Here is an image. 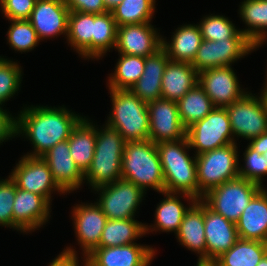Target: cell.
<instances>
[{
    "instance_id": "cell-3",
    "label": "cell",
    "mask_w": 267,
    "mask_h": 266,
    "mask_svg": "<svg viewBox=\"0 0 267 266\" xmlns=\"http://www.w3.org/2000/svg\"><path fill=\"white\" fill-rule=\"evenodd\" d=\"M126 141L106 123L96 124L95 152L90 168L84 174V184L92 190L122 178V156Z\"/></svg>"
},
{
    "instance_id": "cell-52",
    "label": "cell",
    "mask_w": 267,
    "mask_h": 266,
    "mask_svg": "<svg viewBox=\"0 0 267 266\" xmlns=\"http://www.w3.org/2000/svg\"><path fill=\"white\" fill-rule=\"evenodd\" d=\"M4 58V56L0 55V61Z\"/></svg>"
},
{
    "instance_id": "cell-25",
    "label": "cell",
    "mask_w": 267,
    "mask_h": 266,
    "mask_svg": "<svg viewBox=\"0 0 267 266\" xmlns=\"http://www.w3.org/2000/svg\"><path fill=\"white\" fill-rule=\"evenodd\" d=\"M162 36V48L174 62L192 63L203 41L198 24H182L172 32L171 39Z\"/></svg>"
},
{
    "instance_id": "cell-13",
    "label": "cell",
    "mask_w": 267,
    "mask_h": 266,
    "mask_svg": "<svg viewBox=\"0 0 267 266\" xmlns=\"http://www.w3.org/2000/svg\"><path fill=\"white\" fill-rule=\"evenodd\" d=\"M71 209V220L77 244L81 248L80 257L85 259L96 248H99L101 234L107 217L96 202L74 204ZM82 255V256H81Z\"/></svg>"
},
{
    "instance_id": "cell-33",
    "label": "cell",
    "mask_w": 267,
    "mask_h": 266,
    "mask_svg": "<svg viewBox=\"0 0 267 266\" xmlns=\"http://www.w3.org/2000/svg\"><path fill=\"white\" fill-rule=\"evenodd\" d=\"M177 105L180 121L186 129L193 123L202 120L215 108L199 83L191 88L177 102Z\"/></svg>"
},
{
    "instance_id": "cell-2",
    "label": "cell",
    "mask_w": 267,
    "mask_h": 266,
    "mask_svg": "<svg viewBox=\"0 0 267 266\" xmlns=\"http://www.w3.org/2000/svg\"><path fill=\"white\" fill-rule=\"evenodd\" d=\"M163 176L164 191L188 194L199 200L196 155L191 150L187 138L156 144Z\"/></svg>"
},
{
    "instance_id": "cell-19",
    "label": "cell",
    "mask_w": 267,
    "mask_h": 266,
    "mask_svg": "<svg viewBox=\"0 0 267 266\" xmlns=\"http://www.w3.org/2000/svg\"><path fill=\"white\" fill-rule=\"evenodd\" d=\"M157 251L155 247L141 243L99 247L85 260L92 266H151Z\"/></svg>"
},
{
    "instance_id": "cell-22",
    "label": "cell",
    "mask_w": 267,
    "mask_h": 266,
    "mask_svg": "<svg viewBox=\"0 0 267 266\" xmlns=\"http://www.w3.org/2000/svg\"><path fill=\"white\" fill-rule=\"evenodd\" d=\"M206 264H211L239 239L236 223L215 213L204 203Z\"/></svg>"
},
{
    "instance_id": "cell-12",
    "label": "cell",
    "mask_w": 267,
    "mask_h": 266,
    "mask_svg": "<svg viewBox=\"0 0 267 266\" xmlns=\"http://www.w3.org/2000/svg\"><path fill=\"white\" fill-rule=\"evenodd\" d=\"M257 49L249 39L203 40L191 65L198 73L216 67L232 66Z\"/></svg>"
},
{
    "instance_id": "cell-23",
    "label": "cell",
    "mask_w": 267,
    "mask_h": 266,
    "mask_svg": "<svg viewBox=\"0 0 267 266\" xmlns=\"http://www.w3.org/2000/svg\"><path fill=\"white\" fill-rule=\"evenodd\" d=\"M175 235L177 242L195 252L198 264H206V237L204 227V202L196 200L186 211Z\"/></svg>"
},
{
    "instance_id": "cell-6",
    "label": "cell",
    "mask_w": 267,
    "mask_h": 266,
    "mask_svg": "<svg viewBox=\"0 0 267 266\" xmlns=\"http://www.w3.org/2000/svg\"><path fill=\"white\" fill-rule=\"evenodd\" d=\"M239 147L231 143L196 155L199 200L212 188L239 177Z\"/></svg>"
},
{
    "instance_id": "cell-43",
    "label": "cell",
    "mask_w": 267,
    "mask_h": 266,
    "mask_svg": "<svg viewBox=\"0 0 267 266\" xmlns=\"http://www.w3.org/2000/svg\"><path fill=\"white\" fill-rule=\"evenodd\" d=\"M16 138V116L0 107V146Z\"/></svg>"
},
{
    "instance_id": "cell-21",
    "label": "cell",
    "mask_w": 267,
    "mask_h": 266,
    "mask_svg": "<svg viewBox=\"0 0 267 266\" xmlns=\"http://www.w3.org/2000/svg\"><path fill=\"white\" fill-rule=\"evenodd\" d=\"M163 198L160 200L159 204L155 207L154 213V224L151 225L145 223V234H154L159 232H165L167 234L177 233L180 224L183 221L184 215L186 211L190 208V206L197 200L191 195L183 194V193H170L163 191L160 193ZM184 201L187 202H182Z\"/></svg>"
},
{
    "instance_id": "cell-18",
    "label": "cell",
    "mask_w": 267,
    "mask_h": 266,
    "mask_svg": "<svg viewBox=\"0 0 267 266\" xmlns=\"http://www.w3.org/2000/svg\"><path fill=\"white\" fill-rule=\"evenodd\" d=\"M69 14L64 0H36L28 20L41 41L57 39L61 35L66 39Z\"/></svg>"
},
{
    "instance_id": "cell-39",
    "label": "cell",
    "mask_w": 267,
    "mask_h": 266,
    "mask_svg": "<svg viewBox=\"0 0 267 266\" xmlns=\"http://www.w3.org/2000/svg\"><path fill=\"white\" fill-rule=\"evenodd\" d=\"M6 56L0 61V107L17 95L21 90L23 69L21 65Z\"/></svg>"
},
{
    "instance_id": "cell-51",
    "label": "cell",
    "mask_w": 267,
    "mask_h": 266,
    "mask_svg": "<svg viewBox=\"0 0 267 266\" xmlns=\"http://www.w3.org/2000/svg\"><path fill=\"white\" fill-rule=\"evenodd\" d=\"M196 266H212L211 264H196Z\"/></svg>"
},
{
    "instance_id": "cell-50",
    "label": "cell",
    "mask_w": 267,
    "mask_h": 266,
    "mask_svg": "<svg viewBox=\"0 0 267 266\" xmlns=\"http://www.w3.org/2000/svg\"><path fill=\"white\" fill-rule=\"evenodd\" d=\"M80 257H77V266H92L91 264H89L85 259H82L83 262H81V259H79ZM80 260V261H79ZM79 262H81V265L79 264Z\"/></svg>"
},
{
    "instance_id": "cell-20",
    "label": "cell",
    "mask_w": 267,
    "mask_h": 266,
    "mask_svg": "<svg viewBox=\"0 0 267 266\" xmlns=\"http://www.w3.org/2000/svg\"><path fill=\"white\" fill-rule=\"evenodd\" d=\"M41 158L48 164L54 181L66 195L82 189V186H84V174L71 157L68 139L57 143L44 153Z\"/></svg>"
},
{
    "instance_id": "cell-48",
    "label": "cell",
    "mask_w": 267,
    "mask_h": 266,
    "mask_svg": "<svg viewBox=\"0 0 267 266\" xmlns=\"http://www.w3.org/2000/svg\"><path fill=\"white\" fill-rule=\"evenodd\" d=\"M123 0H103L107 11L111 12L116 6H118Z\"/></svg>"
},
{
    "instance_id": "cell-30",
    "label": "cell",
    "mask_w": 267,
    "mask_h": 266,
    "mask_svg": "<svg viewBox=\"0 0 267 266\" xmlns=\"http://www.w3.org/2000/svg\"><path fill=\"white\" fill-rule=\"evenodd\" d=\"M94 14L70 11L66 43L83 60H92Z\"/></svg>"
},
{
    "instance_id": "cell-32",
    "label": "cell",
    "mask_w": 267,
    "mask_h": 266,
    "mask_svg": "<svg viewBox=\"0 0 267 266\" xmlns=\"http://www.w3.org/2000/svg\"><path fill=\"white\" fill-rule=\"evenodd\" d=\"M267 253V243L238 239L226 252L215 259L212 266H257Z\"/></svg>"
},
{
    "instance_id": "cell-27",
    "label": "cell",
    "mask_w": 267,
    "mask_h": 266,
    "mask_svg": "<svg viewBox=\"0 0 267 266\" xmlns=\"http://www.w3.org/2000/svg\"><path fill=\"white\" fill-rule=\"evenodd\" d=\"M169 60L163 48L145 58L143 74L130 89L143 102L149 103L162 98V76Z\"/></svg>"
},
{
    "instance_id": "cell-15",
    "label": "cell",
    "mask_w": 267,
    "mask_h": 266,
    "mask_svg": "<svg viewBox=\"0 0 267 266\" xmlns=\"http://www.w3.org/2000/svg\"><path fill=\"white\" fill-rule=\"evenodd\" d=\"M234 69L232 66L216 67L199 73L198 83L214 107L225 108L249 91L240 84Z\"/></svg>"
},
{
    "instance_id": "cell-42",
    "label": "cell",
    "mask_w": 267,
    "mask_h": 266,
    "mask_svg": "<svg viewBox=\"0 0 267 266\" xmlns=\"http://www.w3.org/2000/svg\"><path fill=\"white\" fill-rule=\"evenodd\" d=\"M36 0H0V11L6 20H28Z\"/></svg>"
},
{
    "instance_id": "cell-4",
    "label": "cell",
    "mask_w": 267,
    "mask_h": 266,
    "mask_svg": "<svg viewBox=\"0 0 267 266\" xmlns=\"http://www.w3.org/2000/svg\"><path fill=\"white\" fill-rule=\"evenodd\" d=\"M121 167L122 178L131 181L145 193L150 189L157 194L164 191L159 152L151 140L126 142Z\"/></svg>"
},
{
    "instance_id": "cell-10",
    "label": "cell",
    "mask_w": 267,
    "mask_h": 266,
    "mask_svg": "<svg viewBox=\"0 0 267 266\" xmlns=\"http://www.w3.org/2000/svg\"><path fill=\"white\" fill-rule=\"evenodd\" d=\"M225 108L231 123L234 143H237L239 138L249 141L267 131V113L258 94L248 91Z\"/></svg>"
},
{
    "instance_id": "cell-46",
    "label": "cell",
    "mask_w": 267,
    "mask_h": 266,
    "mask_svg": "<svg viewBox=\"0 0 267 266\" xmlns=\"http://www.w3.org/2000/svg\"><path fill=\"white\" fill-rule=\"evenodd\" d=\"M248 145L259 154H267V131L250 139Z\"/></svg>"
},
{
    "instance_id": "cell-17",
    "label": "cell",
    "mask_w": 267,
    "mask_h": 266,
    "mask_svg": "<svg viewBox=\"0 0 267 266\" xmlns=\"http://www.w3.org/2000/svg\"><path fill=\"white\" fill-rule=\"evenodd\" d=\"M149 112V140L160 142L177 141L186 137V128L179 117L175 101L164 98L147 103Z\"/></svg>"
},
{
    "instance_id": "cell-5",
    "label": "cell",
    "mask_w": 267,
    "mask_h": 266,
    "mask_svg": "<svg viewBox=\"0 0 267 266\" xmlns=\"http://www.w3.org/2000/svg\"><path fill=\"white\" fill-rule=\"evenodd\" d=\"M111 110L105 123L116 129L126 141L149 140V112L131 90L108 89Z\"/></svg>"
},
{
    "instance_id": "cell-45",
    "label": "cell",
    "mask_w": 267,
    "mask_h": 266,
    "mask_svg": "<svg viewBox=\"0 0 267 266\" xmlns=\"http://www.w3.org/2000/svg\"><path fill=\"white\" fill-rule=\"evenodd\" d=\"M74 248L75 246H66L60 254L48 263V266H77V257L80 253Z\"/></svg>"
},
{
    "instance_id": "cell-31",
    "label": "cell",
    "mask_w": 267,
    "mask_h": 266,
    "mask_svg": "<svg viewBox=\"0 0 267 266\" xmlns=\"http://www.w3.org/2000/svg\"><path fill=\"white\" fill-rule=\"evenodd\" d=\"M145 236V223L135 218L107 220L101 234L99 247L129 245Z\"/></svg>"
},
{
    "instance_id": "cell-41",
    "label": "cell",
    "mask_w": 267,
    "mask_h": 266,
    "mask_svg": "<svg viewBox=\"0 0 267 266\" xmlns=\"http://www.w3.org/2000/svg\"><path fill=\"white\" fill-rule=\"evenodd\" d=\"M4 178L0 177V226L13 230V204L16 196V183L9 175Z\"/></svg>"
},
{
    "instance_id": "cell-26",
    "label": "cell",
    "mask_w": 267,
    "mask_h": 266,
    "mask_svg": "<svg viewBox=\"0 0 267 266\" xmlns=\"http://www.w3.org/2000/svg\"><path fill=\"white\" fill-rule=\"evenodd\" d=\"M199 82V73L188 62L169 60L162 76V98L178 102Z\"/></svg>"
},
{
    "instance_id": "cell-37",
    "label": "cell",
    "mask_w": 267,
    "mask_h": 266,
    "mask_svg": "<svg viewBox=\"0 0 267 266\" xmlns=\"http://www.w3.org/2000/svg\"><path fill=\"white\" fill-rule=\"evenodd\" d=\"M197 24L203 40L248 39L225 15L210 13L200 18Z\"/></svg>"
},
{
    "instance_id": "cell-11",
    "label": "cell",
    "mask_w": 267,
    "mask_h": 266,
    "mask_svg": "<svg viewBox=\"0 0 267 266\" xmlns=\"http://www.w3.org/2000/svg\"><path fill=\"white\" fill-rule=\"evenodd\" d=\"M15 164L8 174L17 188L39 194L51 205L54 193L66 194L54 181L48 164L41 157L22 155Z\"/></svg>"
},
{
    "instance_id": "cell-16",
    "label": "cell",
    "mask_w": 267,
    "mask_h": 266,
    "mask_svg": "<svg viewBox=\"0 0 267 266\" xmlns=\"http://www.w3.org/2000/svg\"><path fill=\"white\" fill-rule=\"evenodd\" d=\"M153 22L125 24L117 27L116 46L118 54L146 58L162 48V34Z\"/></svg>"
},
{
    "instance_id": "cell-29",
    "label": "cell",
    "mask_w": 267,
    "mask_h": 266,
    "mask_svg": "<svg viewBox=\"0 0 267 266\" xmlns=\"http://www.w3.org/2000/svg\"><path fill=\"white\" fill-rule=\"evenodd\" d=\"M245 28L239 29L259 50L267 45V0H242L238 10Z\"/></svg>"
},
{
    "instance_id": "cell-14",
    "label": "cell",
    "mask_w": 267,
    "mask_h": 266,
    "mask_svg": "<svg viewBox=\"0 0 267 266\" xmlns=\"http://www.w3.org/2000/svg\"><path fill=\"white\" fill-rule=\"evenodd\" d=\"M51 204L41 195L17 188L13 204V231L24 235L45 227L52 212Z\"/></svg>"
},
{
    "instance_id": "cell-24",
    "label": "cell",
    "mask_w": 267,
    "mask_h": 266,
    "mask_svg": "<svg viewBox=\"0 0 267 266\" xmlns=\"http://www.w3.org/2000/svg\"><path fill=\"white\" fill-rule=\"evenodd\" d=\"M238 237L267 243V188L263 187L250 201L236 222Z\"/></svg>"
},
{
    "instance_id": "cell-28",
    "label": "cell",
    "mask_w": 267,
    "mask_h": 266,
    "mask_svg": "<svg viewBox=\"0 0 267 266\" xmlns=\"http://www.w3.org/2000/svg\"><path fill=\"white\" fill-rule=\"evenodd\" d=\"M94 122L85 116L72 130L68 139L71 157L83 174L90 168L95 152L96 123Z\"/></svg>"
},
{
    "instance_id": "cell-38",
    "label": "cell",
    "mask_w": 267,
    "mask_h": 266,
    "mask_svg": "<svg viewBox=\"0 0 267 266\" xmlns=\"http://www.w3.org/2000/svg\"><path fill=\"white\" fill-rule=\"evenodd\" d=\"M7 44L17 52H31L42 42L29 20H8Z\"/></svg>"
},
{
    "instance_id": "cell-8",
    "label": "cell",
    "mask_w": 267,
    "mask_h": 266,
    "mask_svg": "<svg viewBox=\"0 0 267 266\" xmlns=\"http://www.w3.org/2000/svg\"><path fill=\"white\" fill-rule=\"evenodd\" d=\"M98 194L95 201L108 220L137 218L139 206L145 200V193L140 187L124 178L114 183L93 189Z\"/></svg>"
},
{
    "instance_id": "cell-9",
    "label": "cell",
    "mask_w": 267,
    "mask_h": 266,
    "mask_svg": "<svg viewBox=\"0 0 267 266\" xmlns=\"http://www.w3.org/2000/svg\"><path fill=\"white\" fill-rule=\"evenodd\" d=\"M186 138L195 155L234 143L226 108L215 107L206 117L186 129Z\"/></svg>"
},
{
    "instance_id": "cell-44",
    "label": "cell",
    "mask_w": 267,
    "mask_h": 266,
    "mask_svg": "<svg viewBox=\"0 0 267 266\" xmlns=\"http://www.w3.org/2000/svg\"><path fill=\"white\" fill-rule=\"evenodd\" d=\"M70 11L101 14L107 12L103 0H64Z\"/></svg>"
},
{
    "instance_id": "cell-7",
    "label": "cell",
    "mask_w": 267,
    "mask_h": 266,
    "mask_svg": "<svg viewBox=\"0 0 267 266\" xmlns=\"http://www.w3.org/2000/svg\"><path fill=\"white\" fill-rule=\"evenodd\" d=\"M262 188L255 182L237 177L209 190L202 201L215 213L236 223L251 199Z\"/></svg>"
},
{
    "instance_id": "cell-34",
    "label": "cell",
    "mask_w": 267,
    "mask_h": 266,
    "mask_svg": "<svg viewBox=\"0 0 267 266\" xmlns=\"http://www.w3.org/2000/svg\"><path fill=\"white\" fill-rule=\"evenodd\" d=\"M113 73L108 74V89L130 90L142 76L145 67V58L118 54Z\"/></svg>"
},
{
    "instance_id": "cell-1",
    "label": "cell",
    "mask_w": 267,
    "mask_h": 266,
    "mask_svg": "<svg viewBox=\"0 0 267 266\" xmlns=\"http://www.w3.org/2000/svg\"><path fill=\"white\" fill-rule=\"evenodd\" d=\"M16 116V138L31 142L32 150L24 155L41 157L57 143L69 139L72 130L85 117L62 106L25 104Z\"/></svg>"
},
{
    "instance_id": "cell-40",
    "label": "cell",
    "mask_w": 267,
    "mask_h": 266,
    "mask_svg": "<svg viewBox=\"0 0 267 266\" xmlns=\"http://www.w3.org/2000/svg\"><path fill=\"white\" fill-rule=\"evenodd\" d=\"M242 156V160H238L239 177L255 182L262 187L266 186L263 181L267 176V154H259L247 144ZM240 161L244 163L241 164Z\"/></svg>"
},
{
    "instance_id": "cell-49",
    "label": "cell",
    "mask_w": 267,
    "mask_h": 266,
    "mask_svg": "<svg viewBox=\"0 0 267 266\" xmlns=\"http://www.w3.org/2000/svg\"><path fill=\"white\" fill-rule=\"evenodd\" d=\"M257 266H267V253L262 257Z\"/></svg>"
},
{
    "instance_id": "cell-47",
    "label": "cell",
    "mask_w": 267,
    "mask_h": 266,
    "mask_svg": "<svg viewBox=\"0 0 267 266\" xmlns=\"http://www.w3.org/2000/svg\"><path fill=\"white\" fill-rule=\"evenodd\" d=\"M265 82L263 83L262 89H260V93H258L259 97L261 98L265 111L267 113V75H265Z\"/></svg>"
},
{
    "instance_id": "cell-35",
    "label": "cell",
    "mask_w": 267,
    "mask_h": 266,
    "mask_svg": "<svg viewBox=\"0 0 267 266\" xmlns=\"http://www.w3.org/2000/svg\"><path fill=\"white\" fill-rule=\"evenodd\" d=\"M117 25L112 12L94 14L92 60H102L116 46Z\"/></svg>"
},
{
    "instance_id": "cell-36",
    "label": "cell",
    "mask_w": 267,
    "mask_h": 266,
    "mask_svg": "<svg viewBox=\"0 0 267 266\" xmlns=\"http://www.w3.org/2000/svg\"><path fill=\"white\" fill-rule=\"evenodd\" d=\"M156 0H123L111 12L117 27L125 24L152 22Z\"/></svg>"
}]
</instances>
